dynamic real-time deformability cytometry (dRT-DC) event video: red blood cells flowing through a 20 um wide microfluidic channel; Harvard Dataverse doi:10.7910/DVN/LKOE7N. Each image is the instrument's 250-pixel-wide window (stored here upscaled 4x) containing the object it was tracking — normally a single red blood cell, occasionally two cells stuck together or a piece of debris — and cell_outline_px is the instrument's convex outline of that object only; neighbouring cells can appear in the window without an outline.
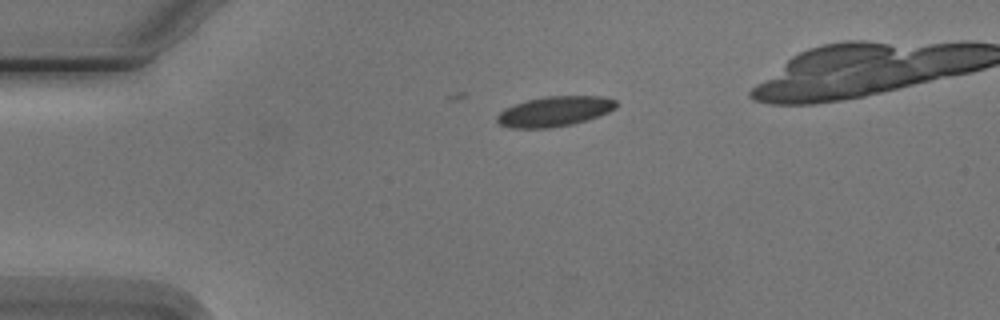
{"species": "Egyptian fruit bat (a non-hibernating species)", "species_latin": "Rousettus aegyptiacus", "temperature_condition": "cold", "stored_images_in_passage": 3, "camera_frame_rate_fps": 3000, "um_per_image_px": 0.085, "animal": {"sex": "male"}, "frame": {"image": 1, "passage_image": 1, "time_ms": 0.0, "image_size_px": [1000, 320], "cell_outline_px": [[616, 108], [600, 116], [588, 120], [572, 124], [548, 128], [508, 128], [500, 124], [496, 120], [496, 116], [504, 108], [528, 100], [548, 96], [600, 96], [616, 100]], "centroid_in_image_um": [47.14, 9.48], "position_along_channel_um": 37.9, "area_um2": 20.87}}